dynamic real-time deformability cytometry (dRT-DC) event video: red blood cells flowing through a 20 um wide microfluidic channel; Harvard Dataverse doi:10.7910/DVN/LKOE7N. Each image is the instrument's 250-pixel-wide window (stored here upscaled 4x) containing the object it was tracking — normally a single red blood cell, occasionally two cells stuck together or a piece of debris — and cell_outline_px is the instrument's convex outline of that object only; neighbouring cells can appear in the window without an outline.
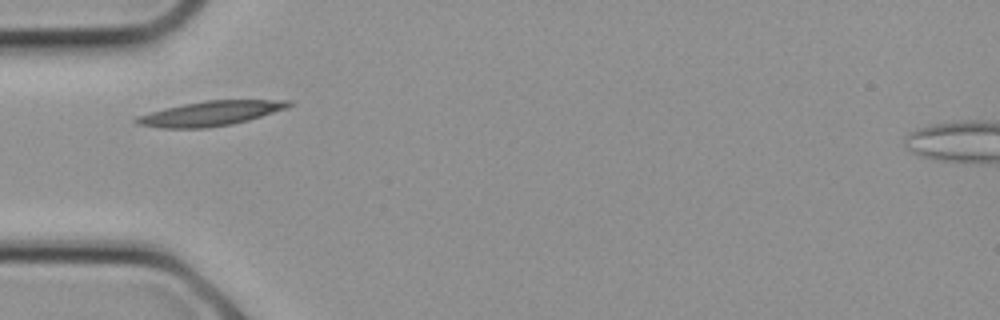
{"species": "common noctule bat (a hibernating species)", "species_latin": "Nyctalus noctula", "temperature_condition": "cold", "stored_images_in_passage": 2, "camera_frame_rate_fps": 3000, "um_per_image_px": 0.085, "animal": {"sex": "female", "body_mass_g": 21.9}, "frame": {"image": 1, "passage_image": 1, "time_ms": 0.0, "image_size_px": [1000, 320], "cell_outline_px": [[292, 104], [288, 108], [248, 120], [232, 124], [208, 128], [160, 128], [136, 124], [132, 120], [136, 116], [164, 108], [204, 100], [292, 100]], "centroid_in_image_um": [17.87, 9.64], "position_along_channel_um": 67.1, "area_um2": 22.02}}